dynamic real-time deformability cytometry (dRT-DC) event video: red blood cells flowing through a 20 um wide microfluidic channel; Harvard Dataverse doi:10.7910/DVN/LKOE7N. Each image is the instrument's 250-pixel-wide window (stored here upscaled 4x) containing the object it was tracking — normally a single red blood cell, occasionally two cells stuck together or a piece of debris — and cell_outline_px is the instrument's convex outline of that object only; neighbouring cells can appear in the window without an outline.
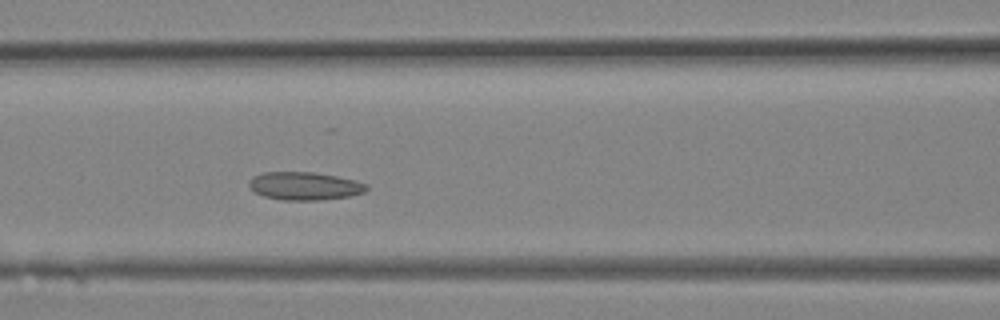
{"species": "Egyptian fruit bat (a non-hibernating species)", "species_latin": "Rousettus aegyptiacus", "temperature_condition": "room temperature", "stored_images_in_passage": 6, "camera_frame_rate_fps": 3000, "um_per_image_px": 0.085, "animal": {"sex": "female"}, "frame": {"image": 1, "passage_image": 6, "time_ms": 1.667, "image_size_px": [1000, 320], "cell_outline_px": [[368, 188], [364, 192], [348, 196], [320, 200], [280, 200], [264, 196], [256, 192], [248, 184], [248, 180], [252, 176], [264, 172], [312, 172], [336, 176], [356, 180], [368, 184]], "centroid_in_image_um": [25.88, 15.8], "position_along_channel_um": 140.7, "area_um2": 19.19}}